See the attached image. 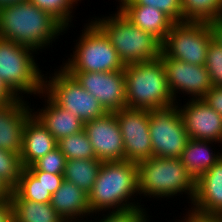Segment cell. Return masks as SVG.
<instances>
[{
    "mask_svg": "<svg viewBox=\"0 0 222 222\" xmlns=\"http://www.w3.org/2000/svg\"><path fill=\"white\" fill-rule=\"evenodd\" d=\"M63 32L66 28L57 19L28 0L0 7L1 39L42 52Z\"/></svg>",
    "mask_w": 222,
    "mask_h": 222,
    "instance_id": "6da1fadb",
    "label": "cell"
},
{
    "mask_svg": "<svg viewBox=\"0 0 222 222\" xmlns=\"http://www.w3.org/2000/svg\"><path fill=\"white\" fill-rule=\"evenodd\" d=\"M138 195L137 163L127 160L104 161L88 193L89 208L94 215L111 212V209L118 212L142 207L144 204H141V199L138 200Z\"/></svg>",
    "mask_w": 222,
    "mask_h": 222,
    "instance_id": "7a4b0ae2",
    "label": "cell"
},
{
    "mask_svg": "<svg viewBox=\"0 0 222 222\" xmlns=\"http://www.w3.org/2000/svg\"><path fill=\"white\" fill-rule=\"evenodd\" d=\"M138 191L142 198H173L187 195L193 202L196 181L182 164L180 158H159L152 156L137 163ZM152 196V197H151Z\"/></svg>",
    "mask_w": 222,
    "mask_h": 222,
    "instance_id": "3957f363",
    "label": "cell"
},
{
    "mask_svg": "<svg viewBox=\"0 0 222 222\" xmlns=\"http://www.w3.org/2000/svg\"><path fill=\"white\" fill-rule=\"evenodd\" d=\"M124 73L128 108L152 110L176 103L160 58L125 65Z\"/></svg>",
    "mask_w": 222,
    "mask_h": 222,
    "instance_id": "277c9868",
    "label": "cell"
},
{
    "mask_svg": "<svg viewBox=\"0 0 222 222\" xmlns=\"http://www.w3.org/2000/svg\"><path fill=\"white\" fill-rule=\"evenodd\" d=\"M91 21L105 34L124 65L160 58L162 43L127 19L118 9Z\"/></svg>",
    "mask_w": 222,
    "mask_h": 222,
    "instance_id": "5b68a950",
    "label": "cell"
},
{
    "mask_svg": "<svg viewBox=\"0 0 222 222\" xmlns=\"http://www.w3.org/2000/svg\"><path fill=\"white\" fill-rule=\"evenodd\" d=\"M36 54L32 48L0 38V79L16 98L36 97L43 91L44 74Z\"/></svg>",
    "mask_w": 222,
    "mask_h": 222,
    "instance_id": "8992f818",
    "label": "cell"
},
{
    "mask_svg": "<svg viewBox=\"0 0 222 222\" xmlns=\"http://www.w3.org/2000/svg\"><path fill=\"white\" fill-rule=\"evenodd\" d=\"M83 27L73 54L60 66L67 72L123 71L125 65L105 34L89 19Z\"/></svg>",
    "mask_w": 222,
    "mask_h": 222,
    "instance_id": "52a82bcc",
    "label": "cell"
},
{
    "mask_svg": "<svg viewBox=\"0 0 222 222\" xmlns=\"http://www.w3.org/2000/svg\"><path fill=\"white\" fill-rule=\"evenodd\" d=\"M49 77L44 75L43 91L60 107L78 116L85 124L107 111L64 68L59 66ZM49 78V80H48Z\"/></svg>",
    "mask_w": 222,
    "mask_h": 222,
    "instance_id": "ba28073f",
    "label": "cell"
},
{
    "mask_svg": "<svg viewBox=\"0 0 222 222\" xmlns=\"http://www.w3.org/2000/svg\"><path fill=\"white\" fill-rule=\"evenodd\" d=\"M212 32L207 22L175 23L161 45L160 57L205 65Z\"/></svg>",
    "mask_w": 222,
    "mask_h": 222,
    "instance_id": "9c48e42d",
    "label": "cell"
},
{
    "mask_svg": "<svg viewBox=\"0 0 222 222\" xmlns=\"http://www.w3.org/2000/svg\"><path fill=\"white\" fill-rule=\"evenodd\" d=\"M149 132L152 156L180 158L190 139L177 103L149 112Z\"/></svg>",
    "mask_w": 222,
    "mask_h": 222,
    "instance_id": "30bf717a",
    "label": "cell"
},
{
    "mask_svg": "<svg viewBox=\"0 0 222 222\" xmlns=\"http://www.w3.org/2000/svg\"><path fill=\"white\" fill-rule=\"evenodd\" d=\"M160 59L166 71L170 92L176 103L180 102V94H183L182 98L187 95L189 99H202L212 88L205 65H193L169 57H160Z\"/></svg>",
    "mask_w": 222,
    "mask_h": 222,
    "instance_id": "8fae6325",
    "label": "cell"
},
{
    "mask_svg": "<svg viewBox=\"0 0 222 222\" xmlns=\"http://www.w3.org/2000/svg\"><path fill=\"white\" fill-rule=\"evenodd\" d=\"M150 110L123 108L116 112L124 142L125 160L138 163L152 157Z\"/></svg>",
    "mask_w": 222,
    "mask_h": 222,
    "instance_id": "7c38bea8",
    "label": "cell"
},
{
    "mask_svg": "<svg viewBox=\"0 0 222 222\" xmlns=\"http://www.w3.org/2000/svg\"><path fill=\"white\" fill-rule=\"evenodd\" d=\"M92 96L96 97L107 112L127 108L125 97V73L68 72Z\"/></svg>",
    "mask_w": 222,
    "mask_h": 222,
    "instance_id": "4fadbf2b",
    "label": "cell"
},
{
    "mask_svg": "<svg viewBox=\"0 0 222 222\" xmlns=\"http://www.w3.org/2000/svg\"><path fill=\"white\" fill-rule=\"evenodd\" d=\"M84 130L98 160H125L123 137L114 112H107L102 117L86 122Z\"/></svg>",
    "mask_w": 222,
    "mask_h": 222,
    "instance_id": "5bb4252c",
    "label": "cell"
},
{
    "mask_svg": "<svg viewBox=\"0 0 222 222\" xmlns=\"http://www.w3.org/2000/svg\"><path fill=\"white\" fill-rule=\"evenodd\" d=\"M184 100L186 104L177 105L189 138L222 145V116L202 99Z\"/></svg>",
    "mask_w": 222,
    "mask_h": 222,
    "instance_id": "9a60e30c",
    "label": "cell"
},
{
    "mask_svg": "<svg viewBox=\"0 0 222 222\" xmlns=\"http://www.w3.org/2000/svg\"><path fill=\"white\" fill-rule=\"evenodd\" d=\"M187 210L200 217L222 218V158L196 180L195 197Z\"/></svg>",
    "mask_w": 222,
    "mask_h": 222,
    "instance_id": "2e32d148",
    "label": "cell"
},
{
    "mask_svg": "<svg viewBox=\"0 0 222 222\" xmlns=\"http://www.w3.org/2000/svg\"><path fill=\"white\" fill-rule=\"evenodd\" d=\"M28 100L16 98L0 105V149L20 155L26 120L32 115Z\"/></svg>",
    "mask_w": 222,
    "mask_h": 222,
    "instance_id": "e0dca14e",
    "label": "cell"
},
{
    "mask_svg": "<svg viewBox=\"0 0 222 222\" xmlns=\"http://www.w3.org/2000/svg\"><path fill=\"white\" fill-rule=\"evenodd\" d=\"M44 99V106L35 111L31 107L32 115L42 124L56 139L59 140L84 130V123L78 116L58 106L44 91L39 95Z\"/></svg>",
    "mask_w": 222,
    "mask_h": 222,
    "instance_id": "ac0fdd59",
    "label": "cell"
},
{
    "mask_svg": "<svg viewBox=\"0 0 222 222\" xmlns=\"http://www.w3.org/2000/svg\"><path fill=\"white\" fill-rule=\"evenodd\" d=\"M50 203L65 222H85L92 215L88 193L66 180L52 194Z\"/></svg>",
    "mask_w": 222,
    "mask_h": 222,
    "instance_id": "d6986e66",
    "label": "cell"
},
{
    "mask_svg": "<svg viewBox=\"0 0 222 222\" xmlns=\"http://www.w3.org/2000/svg\"><path fill=\"white\" fill-rule=\"evenodd\" d=\"M58 146L53 135L31 115L26 120L20 159L23 168L32 165Z\"/></svg>",
    "mask_w": 222,
    "mask_h": 222,
    "instance_id": "ffe728a7",
    "label": "cell"
},
{
    "mask_svg": "<svg viewBox=\"0 0 222 222\" xmlns=\"http://www.w3.org/2000/svg\"><path fill=\"white\" fill-rule=\"evenodd\" d=\"M129 21L152 34L161 43L171 30L175 22L165 13L148 6H117V8Z\"/></svg>",
    "mask_w": 222,
    "mask_h": 222,
    "instance_id": "44dd1931",
    "label": "cell"
},
{
    "mask_svg": "<svg viewBox=\"0 0 222 222\" xmlns=\"http://www.w3.org/2000/svg\"><path fill=\"white\" fill-rule=\"evenodd\" d=\"M214 141L189 139L180 160L189 174L198 180L206 171L222 158V148L214 151ZM214 152V153H213Z\"/></svg>",
    "mask_w": 222,
    "mask_h": 222,
    "instance_id": "7402d4cb",
    "label": "cell"
},
{
    "mask_svg": "<svg viewBox=\"0 0 222 222\" xmlns=\"http://www.w3.org/2000/svg\"><path fill=\"white\" fill-rule=\"evenodd\" d=\"M102 162L97 158L67 160L63 172L64 180L89 193L97 179Z\"/></svg>",
    "mask_w": 222,
    "mask_h": 222,
    "instance_id": "603a6c76",
    "label": "cell"
},
{
    "mask_svg": "<svg viewBox=\"0 0 222 222\" xmlns=\"http://www.w3.org/2000/svg\"><path fill=\"white\" fill-rule=\"evenodd\" d=\"M14 222H65L51 203L30 200H11Z\"/></svg>",
    "mask_w": 222,
    "mask_h": 222,
    "instance_id": "cb8c5ba5",
    "label": "cell"
},
{
    "mask_svg": "<svg viewBox=\"0 0 222 222\" xmlns=\"http://www.w3.org/2000/svg\"><path fill=\"white\" fill-rule=\"evenodd\" d=\"M52 194L42 182L27 169L23 168L16 187L11 190V200H30L39 203H50Z\"/></svg>",
    "mask_w": 222,
    "mask_h": 222,
    "instance_id": "d4e9b609",
    "label": "cell"
},
{
    "mask_svg": "<svg viewBox=\"0 0 222 222\" xmlns=\"http://www.w3.org/2000/svg\"><path fill=\"white\" fill-rule=\"evenodd\" d=\"M182 22H207L222 18V0H181Z\"/></svg>",
    "mask_w": 222,
    "mask_h": 222,
    "instance_id": "484cf974",
    "label": "cell"
},
{
    "mask_svg": "<svg viewBox=\"0 0 222 222\" xmlns=\"http://www.w3.org/2000/svg\"><path fill=\"white\" fill-rule=\"evenodd\" d=\"M58 147L67 160L96 158L85 130L59 140Z\"/></svg>",
    "mask_w": 222,
    "mask_h": 222,
    "instance_id": "4316f807",
    "label": "cell"
},
{
    "mask_svg": "<svg viewBox=\"0 0 222 222\" xmlns=\"http://www.w3.org/2000/svg\"><path fill=\"white\" fill-rule=\"evenodd\" d=\"M30 3L37 6L39 9L48 12L57 19L65 28L66 31L71 28L73 21V12L78 4L74 0H28ZM73 13V14H72ZM72 23V24H71Z\"/></svg>",
    "mask_w": 222,
    "mask_h": 222,
    "instance_id": "83f0119b",
    "label": "cell"
},
{
    "mask_svg": "<svg viewBox=\"0 0 222 222\" xmlns=\"http://www.w3.org/2000/svg\"><path fill=\"white\" fill-rule=\"evenodd\" d=\"M22 169L19 154L0 149V179L11 190L18 184Z\"/></svg>",
    "mask_w": 222,
    "mask_h": 222,
    "instance_id": "f1b7e54d",
    "label": "cell"
},
{
    "mask_svg": "<svg viewBox=\"0 0 222 222\" xmlns=\"http://www.w3.org/2000/svg\"><path fill=\"white\" fill-rule=\"evenodd\" d=\"M117 6H148L165 13L175 23H182L181 0H121Z\"/></svg>",
    "mask_w": 222,
    "mask_h": 222,
    "instance_id": "f546056e",
    "label": "cell"
},
{
    "mask_svg": "<svg viewBox=\"0 0 222 222\" xmlns=\"http://www.w3.org/2000/svg\"><path fill=\"white\" fill-rule=\"evenodd\" d=\"M66 162V157L57 146L54 150L28 166L27 169L29 171H43L50 174L63 175Z\"/></svg>",
    "mask_w": 222,
    "mask_h": 222,
    "instance_id": "4dcf8cb0",
    "label": "cell"
},
{
    "mask_svg": "<svg viewBox=\"0 0 222 222\" xmlns=\"http://www.w3.org/2000/svg\"><path fill=\"white\" fill-rule=\"evenodd\" d=\"M148 208L146 209V207H136L133 209H129V210H125V211H118V212H106L104 214L98 213V216H96L97 214L91 215L89 218H93L96 221H90V220H86L85 222H147L152 216H149L147 213ZM99 215H101V217L99 218ZM97 218H94V217ZM99 218V219H98ZM98 219V221H97Z\"/></svg>",
    "mask_w": 222,
    "mask_h": 222,
    "instance_id": "1f68e13d",
    "label": "cell"
},
{
    "mask_svg": "<svg viewBox=\"0 0 222 222\" xmlns=\"http://www.w3.org/2000/svg\"><path fill=\"white\" fill-rule=\"evenodd\" d=\"M205 67L212 86L222 87V47L213 39L206 52Z\"/></svg>",
    "mask_w": 222,
    "mask_h": 222,
    "instance_id": "d6a6232c",
    "label": "cell"
},
{
    "mask_svg": "<svg viewBox=\"0 0 222 222\" xmlns=\"http://www.w3.org/2000/svg\"><path fill=\"white\" fill-rule=\"evenodd\" d=\"M30 172L36 177L39 182H42L44 184V186L51 194H54L64 181L63 175L50 174L48 172L43 171Z\"/></svg>",
    "mask_w": 222,
    "mask_h": 222,
    "instance_id": "836d02e7",
    "label": "cell"
},
{
    "mask_svg": "<svg viewBox=\"0 0 222 222\" xmlns=\"http://www.w3.org/2000/svg\"><path fill=\"white\" fill-rule=\"evenodd\" d=\"M202 100L222 116V87L212 86Z\"/></svg>",
    "mask_w": 222,
    "mask_h": 222,
    "instance_id": "e575fe53",
    "label": "cell"
},
{
    "mask_svg": "<svg viewBox=\"0 0 222 222\" xmlns=\"http://www.w3.org/2000/svg\"><path fill=\"white\" fill-rule=\"evenodd\" d=\"M0 222H14V209L10 198L0 200Z\"/></svg>",
    "mask_w": 222,
    "mask_h": 222,
    "instance_id": "d590c367",
    "label": "cell"
},
{
    "mask_svg": "<svg viewBox=\"0 0 222 222\" xmlns=\"http://www.w3.org/2000/svg\"><path fill=\"white\" fill-rule=\"evenodd\" d=\"M209 26L213 40L222 47V18L210 21Z\"/></svg>",
    "mask_w": 222,
    "mask_h": 222,
    "instance_id": "8d00e7d4",
    "label": "cell"
},
{
    "mask_svg": "<svg viewBox=\"0 0 222 222\" xmlns=\"http://www.w3.org/2000/svg\"><path fill=\"white\" fill-rule=\"evenodd\" d=\"M187 214L185 216H182L180 219H176L179 222H222V218H216V217H200L196 216L193 213H190L188 210L186 212Z\"/></svg>",
    "mask_w": 222,
    "mask_h": 222,
    "instance_id": "74e56055",
    "label": "cell"
},
{
    "mask_svg": "<svg viewBox=\"0 0 222 222\" xmlns=\"http://www.w3.org/2000/svg\"><path fill=\"white\" fill-rule=\"evenodd\" d=\"M16 97L9 91L5 84L0 79V105L12 102Z\"/></svg>",
    "mask_w": 222,
    "mask_h": 222,
    "instance_id": "f35d334b",
    "label": "cell"
},
{
    "mask_svg": "<svg viewBox=\"0 0 222 222\" xmlns=\"http://www.w3.org/2000/svg\"><path fill=\"white\" fill-rule=\"evenodd\" d=\"M11 189L0 179V200L10 198Z\"/></svg>",
    "mask_w": 222,
    "mask_h": 222,
    "instance_id": "ab89813d",
    "label": "cell"
},
{
    "mask_svg": "<svg viewBox=\"0 0 222 222\" xmlns=\"http://www.w3.org/2000/svg\"><path fill=\"white\" fill-rule=\"evenodd\" d=\"M22 1H25V0H0V7L5 6V5H9V4H13L16 2H22Z\"/></svg>",
    "mask_w": 222,
    "mask_h": 222,
    "instance_id": "60d3db41",
    "label": "cell"
},
{
    "mask_svg": "<svg viewBox=\"0 0 222 222\" xmlns=\"http://www.w3.org/2000/svg\"><path fill=\"white\" fill-rule=\"evenodd\" d=\"M74 1L78 4V1L81 2L82 0H74Z\"/></svg>",
    "mask_w": 222,
    "mask_h": 222,
    "instance_id": "b9f144b4",
    "label": "cell"
}]
</instances>
